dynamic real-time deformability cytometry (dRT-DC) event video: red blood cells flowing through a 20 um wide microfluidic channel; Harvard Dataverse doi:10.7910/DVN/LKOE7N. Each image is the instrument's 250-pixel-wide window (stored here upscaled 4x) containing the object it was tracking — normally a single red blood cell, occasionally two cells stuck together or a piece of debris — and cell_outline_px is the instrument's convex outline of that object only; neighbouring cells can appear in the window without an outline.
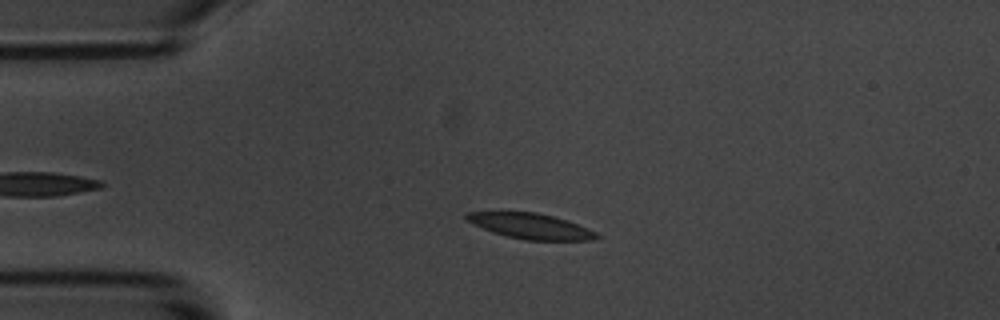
{"species": "common noctule bat (a hibernating species)", "species_latin": "Nyctalus noctula", "temperature_condition": "room temperature", "stored_images_in_passage": 52, "camera_frame_rate_fps": 3000, "um_per_image_px": 0.085, "animal": {"sex": "male", "body_mass_g": 20.1, "forearm_length_mm": 53.5}, "frame": {"image": 1, "passage_image": 13, "time_ms": 4.0, "image_size_px": [1000, 320], "cell_outline_px": [[600, 236], [592, 240], [524, 240], [492, 232], [468, 220], [464, 216], [468, 212], [536, 212], [568, 220], [588, 228], [596, 232]], "centroid_in_image_um": [45.16, 19.22], "position_along_channel_um": 39.8, "area_um2": 19.02}}
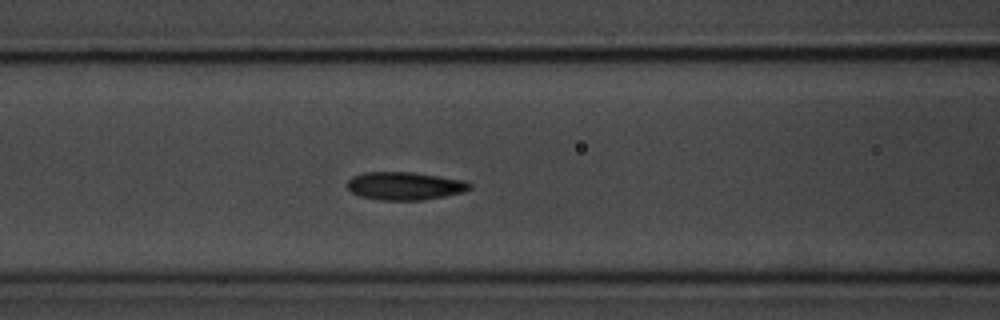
{"frame": {"image": 2, "passage_image": 23, "time_ms": 7.333, "image_size_px": [1000, 320], "cell_outline_px": [[472, 188], [464, 192], [424, 200], [380, 200], [360, 196], [352, 192], [348, 188], [348, 180], [352, 176], [364, 172], [412, 172], [440, 176], [464, 180], [472, 184]], "centroid_in_image_um": [34.43, 15.8], "position_along_channel_um": 132.2, "area_um2": 20.06}}
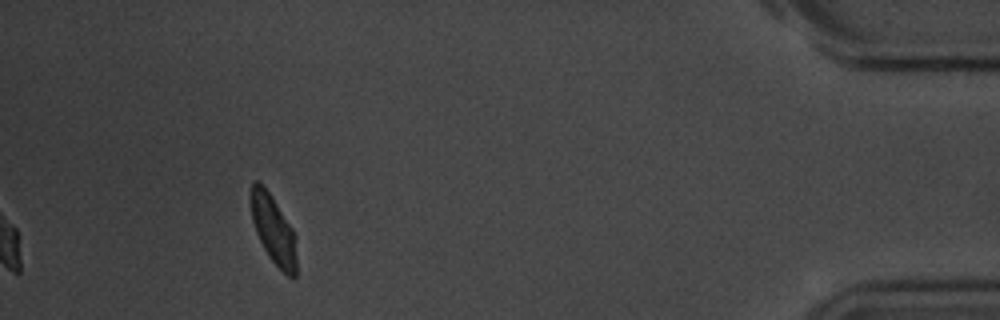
{"frame": {"image": 3, "passage_image": 52, "time_ms": 17.0, "image_size_px": [1000, 320], "cell_outline_px": [[296, 276], [292, 280], [268, 256], [256, 232], [252, 220], [248, 196], [252, 184], [256, 180], [268, 192], [292, 228], [296, 256]], "centroid_in_image_um": [23.19, 19.52], "position_along_channel_um": 412.0, "area_um2": 17.92}, "authors_computed_cell_mechanics": {"area_um2": 19.652, "velocity_mm_per_s": 3.5389, "shape_relaxation_time_tau1_ms": 3.2398, "shape_relaxation_time_tau2_ms": 1.6524, "deformation_change_tau1": 0.1338, "deformation_change_tau2": 0.0726}}